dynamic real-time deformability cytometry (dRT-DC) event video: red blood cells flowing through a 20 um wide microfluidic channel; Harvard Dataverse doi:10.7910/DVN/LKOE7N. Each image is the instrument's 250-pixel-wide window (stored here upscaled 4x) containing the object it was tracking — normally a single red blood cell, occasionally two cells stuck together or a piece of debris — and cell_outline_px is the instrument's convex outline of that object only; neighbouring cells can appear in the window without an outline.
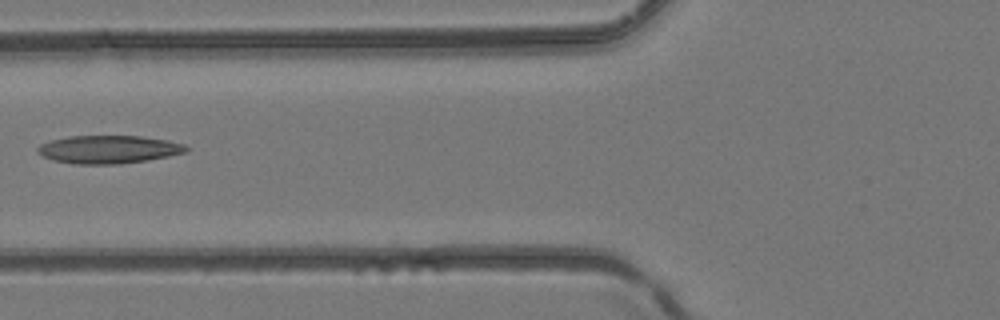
{"species": "common noctule bat (a hibernating species)", "species_latin": "Nyctalus noctula", "temperature_condition": "room temperature", "stored_images_in_passage": 6, "camera_frame_rate_fps": 3000, "um_per_image_px": 0.085, "animal": {"sex": "female", "body_mass_g": 24.6, "forearm_length_mm": 56.2}, "frame": {"image": 1, "passage_image": 6, "time_ms": 1.667, "image_size_px": [1000, 320], "cell_outline_px": [[188, 152], [148, 160], [120, 164], [72, 164], [52, 160], [36, 152], [36, 148], [40, 144], [48, 140], [68, 136], [140, 136], [168, 140], [184, 144], [188, 148]], "centroid_in_image_um": [9.2, 12.7], "position_along_channel_um": 116.6, "area_um2": 24.51}}